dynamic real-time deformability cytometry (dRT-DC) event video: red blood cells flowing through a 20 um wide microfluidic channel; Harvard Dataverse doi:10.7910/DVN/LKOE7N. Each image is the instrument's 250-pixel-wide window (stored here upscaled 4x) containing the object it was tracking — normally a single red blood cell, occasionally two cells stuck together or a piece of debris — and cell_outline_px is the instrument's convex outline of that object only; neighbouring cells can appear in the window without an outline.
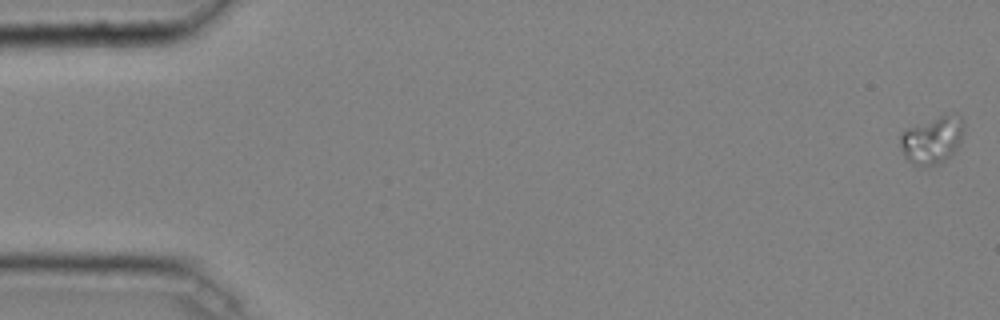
{"species": "common noctule bat (a hibernating species)", "species_latin": "Nyctalus noctula", "temperature_condition": "cold", "stored_images_in_passage": 47, "camera_frame_rate_fps": 3000, "um_per_image_px": 0.085, "animal": {"sex": "male", "body_mass_g": 20.4}, "frame": {"image": 1, "passage_image": 1, "time_ms": 0.0, "image_size_px": [1000, 320], "cell_outline_px": [[964, 124], [960, 140], [956, 148], [940, 164], [924, 168], [912, 164], [904, 156], [900, 144], [900, 132], [908, 128], [940, 116], [952, 112], [960, 116]], "centroid_in_image_um": [79.21, 11.91], "position_along_channel_um": 5.8, "area_um2": 17.51}}
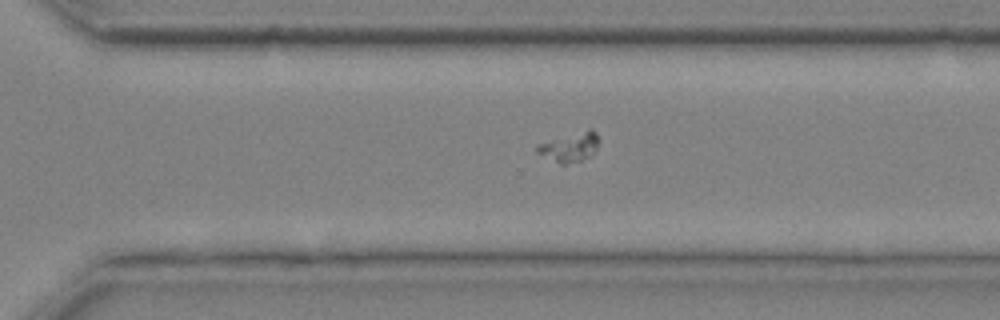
{"frame": {"image": 2, "passage_image": 35, "time_ms": 11.333, "image_size_px": [1000, 320], "cell_outline_px": [[596, 148], [592, 156], [580, 160], [564, 164], [560, 164], [536, 152], [536, 144], [588, 128], [592, 128], [596, 132]], "centroid_in_image_um": [48.41, 12.48], "position_along_channel_um": 322.2, "area_um2": 10.4}}
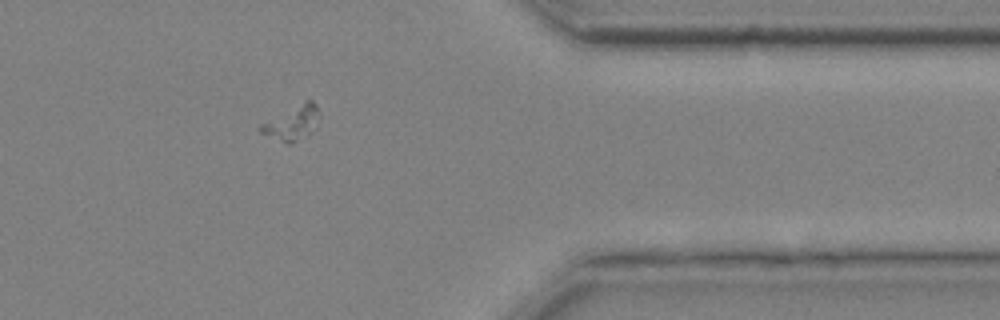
{"frame": {"image": 3, "passage_image": 41, "time_ms": 13.333, "image_size_px": [1000, 320], "cell_outline_px": [[320, 116], [316, 128], [308, 136], [292, 144], [288, 144], [260, 132], [256, 128], [260, 124], [304, 100], [312, 100], [316, 104], [320, 112]], "centroid_in_image_um": [24.88, 10.45], "position_along_channel_um": 386.5, "area_um2": 12.08}}